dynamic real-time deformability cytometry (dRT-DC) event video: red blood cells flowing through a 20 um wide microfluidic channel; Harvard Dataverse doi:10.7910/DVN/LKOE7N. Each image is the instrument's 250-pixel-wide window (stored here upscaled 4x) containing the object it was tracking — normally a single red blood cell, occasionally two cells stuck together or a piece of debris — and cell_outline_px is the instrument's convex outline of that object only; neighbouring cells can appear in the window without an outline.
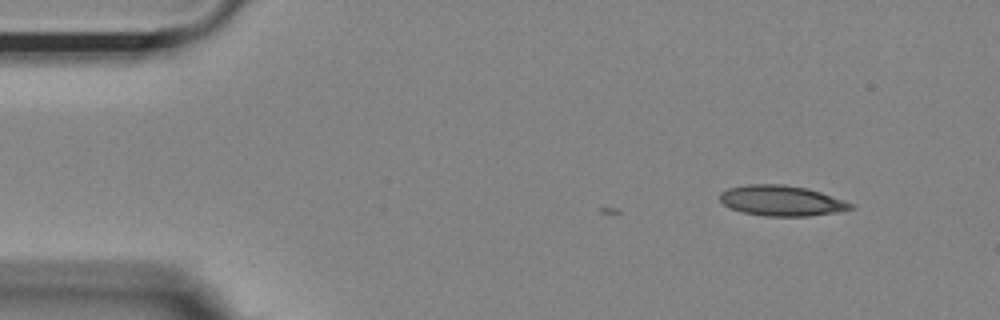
{"species": "Egyptian fruit bat (a non-hibernating species)", "species_latin": "Rousettus aegyptiacus", "temperature_condition": "room temperature", "stored_images_in_passage": 6, "camera_frame_rate_fps": 3000, "um_per_image_px": 0.085, "animal": {"sex": "female"}, "frame": {"image": 1, "passage_image": 6, "time_ms": 1.667, "image_size_px": [1000, 320], "cell_outline_px": [[856, 208], [836, 212], [808, 216], [764, 216], [740, 212], [724, 204], [720, 200], [720, 192], [728, 188], [748, 184], [784, 184], [808, 188], [856, 204]], "centroid_in_image_um": [66.45, 17.05], "position_along_channel_um": 18.5, "area_um2": 23.35}}